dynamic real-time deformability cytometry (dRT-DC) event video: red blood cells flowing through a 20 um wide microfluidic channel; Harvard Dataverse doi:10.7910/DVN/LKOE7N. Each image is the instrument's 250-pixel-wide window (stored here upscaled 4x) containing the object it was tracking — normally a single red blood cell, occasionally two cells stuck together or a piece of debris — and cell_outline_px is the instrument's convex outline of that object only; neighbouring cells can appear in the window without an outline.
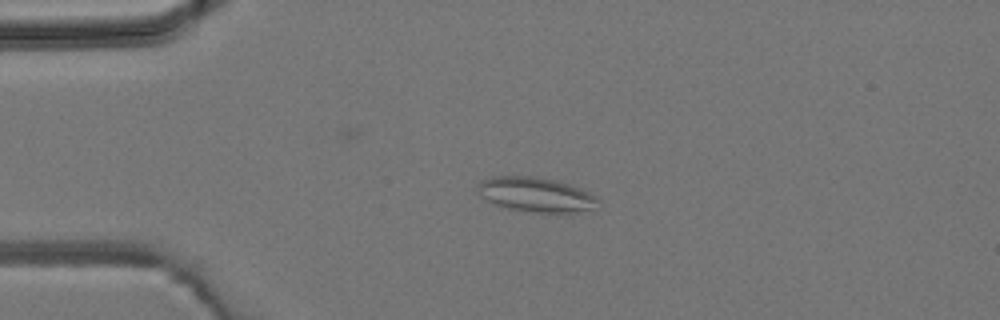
{"species": "common noctule bat (a hibernating species)", "species_latin": "Nyctalus noctula", "temperature_condition": "room temperature", "stored_images_in_passage": 4, "camera_frame_rate_fps": 3000, "um_per_image_px": 0.085, "animal": {"sex": "male", "body_mass_g": 19.2, "forearm_length_mm": 51.8}, "frame": {"image": 1, "passage_image": 2, "time_ms": 2.0, "image_size_px": [1000, 320], "cell_outline_px": [[600, 200], [592, 208], [576, 212], [536, 212], [508, 208], [496, 204], [480, 196], [476, 192], [476, 188], [480, 180], [492, 176], [532, 176], [556, 180], [568, 184], [588, 192], [596, 196]], "centroid_in_image_um": [45.49, 16.52], "position_along_channel_um": 39.5, "area_um2": 24.04}}